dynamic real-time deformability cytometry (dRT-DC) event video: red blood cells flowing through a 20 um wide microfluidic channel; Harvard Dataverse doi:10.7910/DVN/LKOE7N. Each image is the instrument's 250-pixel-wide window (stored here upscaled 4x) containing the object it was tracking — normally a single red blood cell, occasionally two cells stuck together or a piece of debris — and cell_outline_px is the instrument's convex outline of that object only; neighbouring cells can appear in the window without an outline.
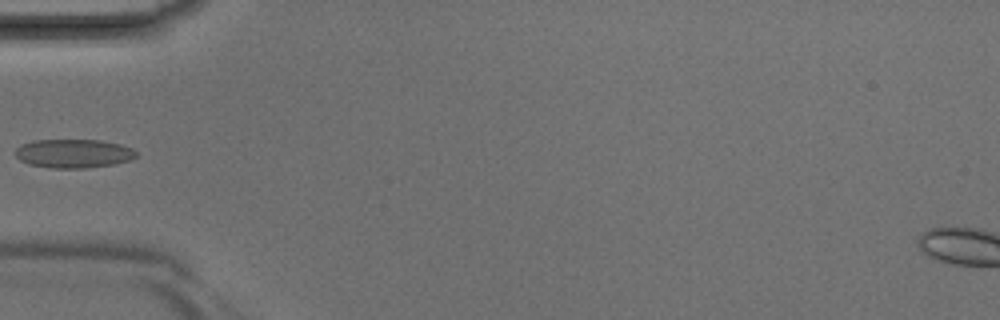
{"species": "Egyptian fruit bat (a non-hibernating species)", "species_latin": "Rousettus aegyptiacus", "temperature_condition": "room temperature", "stored_images_in_passage": 3, "camera_frame_rate_fps": 3000, "um_per_image_px": 0.085, "animal": {"sex": "male"}, "frame": {"image": 1, "passage_image": 3, "time_ms": 0.667, "image_size_px": [1000, 320], "cell_outline_px": [[136, 156], [132, 160], [112, 164], [84, 168], [52, 168], [28, 164], [20, 160], [16, 156], [16, 148], [20, 144], [32, 140], [100, 140], [120, 144], [132, 148], [136, 152]], "centroid_in_image_um": [6.23, 13.04], "position_along_channel_um": 78.8, "area_um2": 20.29}}